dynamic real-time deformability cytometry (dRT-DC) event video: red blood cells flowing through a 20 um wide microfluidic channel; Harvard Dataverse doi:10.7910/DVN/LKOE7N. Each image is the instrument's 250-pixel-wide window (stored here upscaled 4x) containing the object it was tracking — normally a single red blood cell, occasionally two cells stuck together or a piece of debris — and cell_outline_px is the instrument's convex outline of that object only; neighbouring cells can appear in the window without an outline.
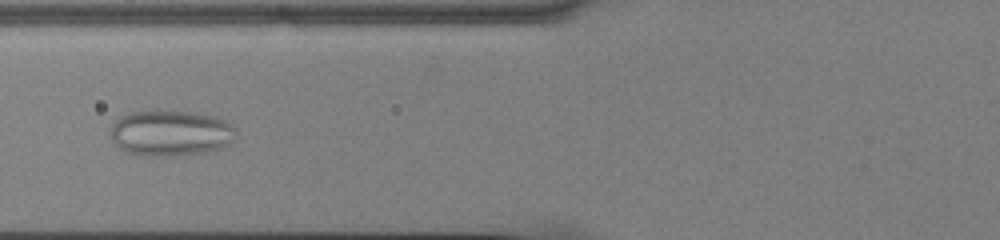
{"species": "common noctule bat (a hibernating species)", "species_latin": "Nyctalus noctula", "temperature_condition": "cold", "stored_images_in_passage": 42, "camera_frame_rate_fps": 3000, "um_per_image_px": 0.085, "animal": {"sex": "male", "body_mass_g": 13.0, "forearm_length_mm": 53.1}, "frame": {"image": 1, "passage_image": 9, "time_ms": 2.667, "image_size_px": [1000, 240], "cell_outline_px": [[236, 136], [232, 144], [224, 148], [204, 152], [172, 156], [148, 156], [128, 152], [120, 148], [112, 140], [112, 124], [120, 116], [128, 112], [160, 108], [196, 112], [216, 116], [232, 124], [236, 128]], "centroid_in_image_um": [14.55, 11.27], "position_along_channel_um": 111.2, "area_um2": 34.51}}
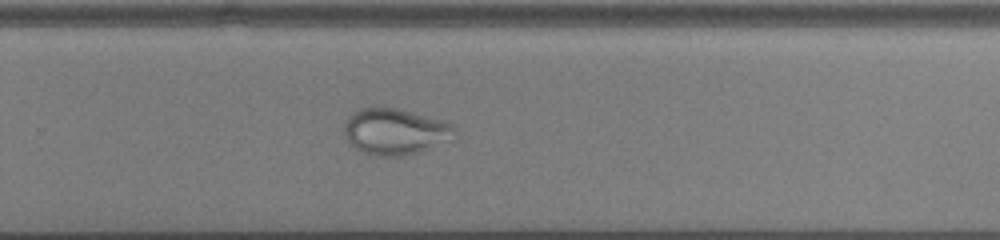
{"frame": {"image": 2, "passage_image": 24, "time_ms": 7.667, "image_size_px": [1000, 240], "cell_outline_px": [[456, 136], [452, 140], [404, 156], [372, 156], [356, 148], [348, 140], [344, 132], [344, 120], [352, 112], [360, 108], [376, 104], [396, 108], [440, 120], [452, 124], [456, 128]], "centroid_in_image_um": [33.55, 11.15], "position_along_channel_um": 296.3, "area_um2": 30.11}}
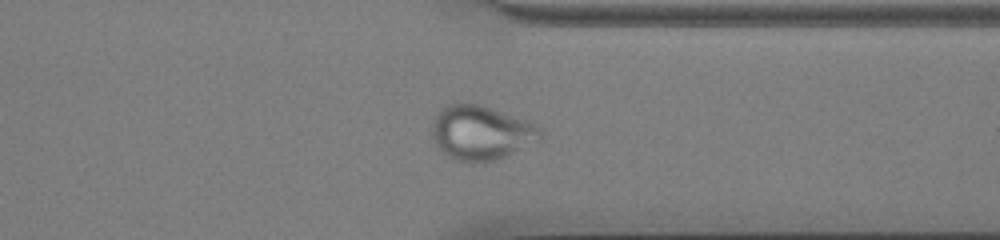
{"frame": {"image": 3, "passage_image": 30, "time_ms": 9.667, "image_size_px": [1000, 240], "cell_outline_px": [[544, 132], [540, 140], [496, 160], [472, 164], [456, 160], [448, 156], [436, 144], [432, 136], [432, 124], [436, 116], [448, 104], [476, 104], [528, 120], [540, 128]], "centroid_in_image_um": [40.91, 11.31], "position_along_channel_um": 370.5, "area_um2": 33.99}}